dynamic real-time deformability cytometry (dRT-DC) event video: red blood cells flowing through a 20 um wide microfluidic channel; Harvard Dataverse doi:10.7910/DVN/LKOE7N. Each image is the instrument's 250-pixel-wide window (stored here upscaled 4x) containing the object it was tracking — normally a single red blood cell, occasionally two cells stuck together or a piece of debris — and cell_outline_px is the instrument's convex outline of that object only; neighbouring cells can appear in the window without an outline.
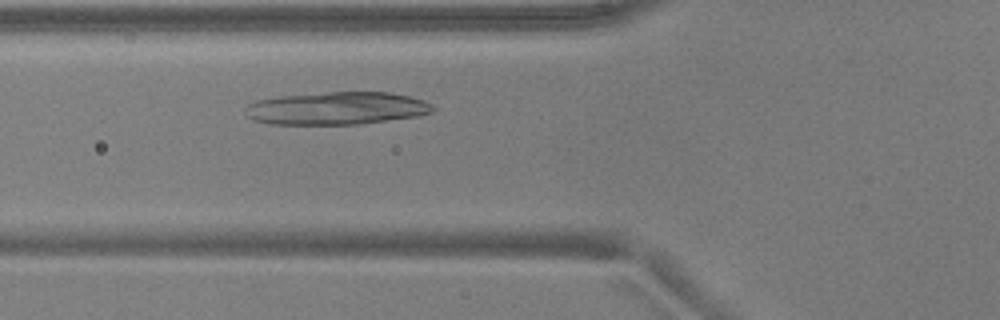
{"species": "common noctule bat (a hibernating species)", "species_latin": "Nyctalus noctula", "temperature_condition": "warm", "stored_images_in_passage": 41, "camera_frame_rate_fps": 3000, "um_per_image_px": 0.085, "animal": {"sex": "male", "body_mass_g": 17.9, "forearm_length_mm": 54.2}, "frame": {"image": 1, "passage_image": 9, "time_ms": 2.667, "image_size_px": [1000, 320], "cell_outline_px": [[436, 108], [432, 112], [416, 116], [356, 124], [268, 124], [252, 120], [244, 116], [244, 108], [248, 104], [256, 100], [280, 96], [328, 92], [392, 92], [424, 100], [432, 104]], "centroid_in_image_um": [28.56, 9.2], "position_along_channel_um": 97.2, "area_um2": 35.89}}
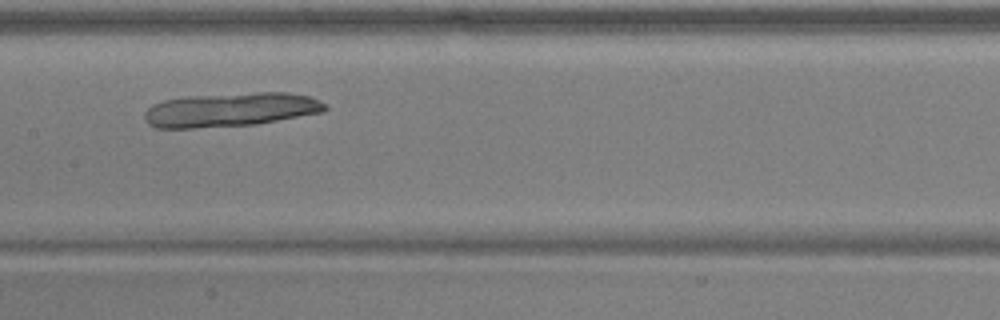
{"frame": {"image": 2, "passage_image": 16, "time_ms": 5.0, "image_size_px": [1000, 320], "cell_outline_px": [[328, 108], [324, 112], [256, 124], [192, 128], [156, 128], [148, 124], [144, 120], [144, 112], [152, 104], [164, 100], [184, 96], [260, 92], [288, 92], [308, 96], [320, 100], [328, 104]], "centroid_in_image_um": [19.6, 9.32], "position_along_channel_um": 187.8, "area_um2": 36.07}}
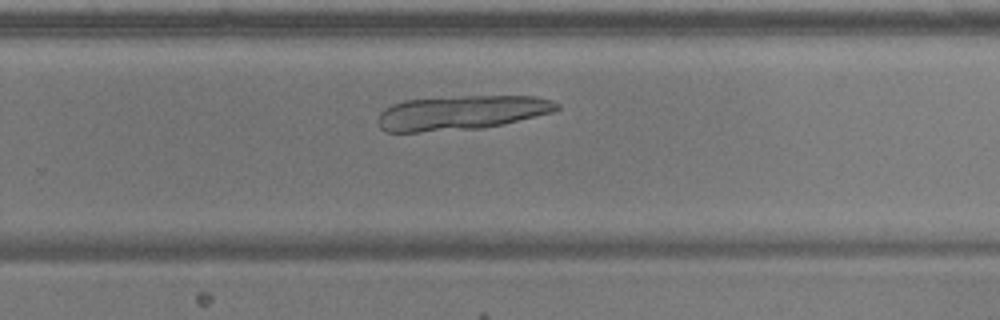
{"frame": {"image": 3, "passage_image": 24, "time_ms": 7.667, "image_size_px": [1000, 320], "cell_outline_px": [[560, 108], [552, 112], [484, 128], [420, 132], [384, 132], [380, 128], [376, 120], [380, 112], [384, 108], [392, 104], [404, 100], [464, 96], [536, 96], [552, 100], [560, 104]], "centroid_in_image_um": [39.16, 9.58], "position_along_channel_um": 290.6, "area_um2": 35.95}}